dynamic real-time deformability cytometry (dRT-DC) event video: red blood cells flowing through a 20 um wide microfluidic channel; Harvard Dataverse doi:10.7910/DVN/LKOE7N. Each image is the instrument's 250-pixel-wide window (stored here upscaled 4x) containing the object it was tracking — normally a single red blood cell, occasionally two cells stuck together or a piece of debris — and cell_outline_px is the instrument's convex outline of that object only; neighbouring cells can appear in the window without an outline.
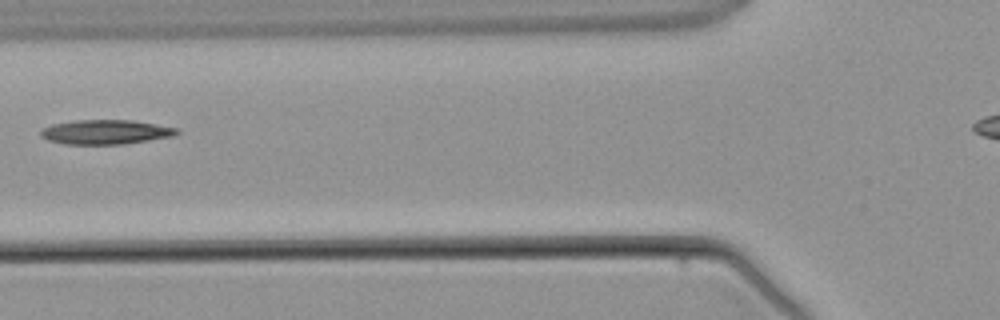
{"species": "common noctule bat (a hibernating species)", "species_latin": "Nyctalus noctula", "temperature_condition": "warm", "stored_images_in_passage": 3, "camera_frame_rate_fps": 3000, "um_per_image_px": 0.085, "animal": {"sex": "male", "body_mass_g": 21.5, "forearm_length_mm": 52.0}, "frame": {"image": 1, "passage_image": 3, "time_ms": 2.333, "image_size_px": [1000, 320], "cell_outline_px": [[180, 132], [172, 136], [124, 144], [64, 144], [48, 140], [40, 136], [40, 132], [44, 128], [52, 124], [76, 120], [132, 120], [176, 128]], "centroid_in_image_um": [8.94, 11.22], "position_along_channel_um": 116.9, "area_um2": 19.19}}